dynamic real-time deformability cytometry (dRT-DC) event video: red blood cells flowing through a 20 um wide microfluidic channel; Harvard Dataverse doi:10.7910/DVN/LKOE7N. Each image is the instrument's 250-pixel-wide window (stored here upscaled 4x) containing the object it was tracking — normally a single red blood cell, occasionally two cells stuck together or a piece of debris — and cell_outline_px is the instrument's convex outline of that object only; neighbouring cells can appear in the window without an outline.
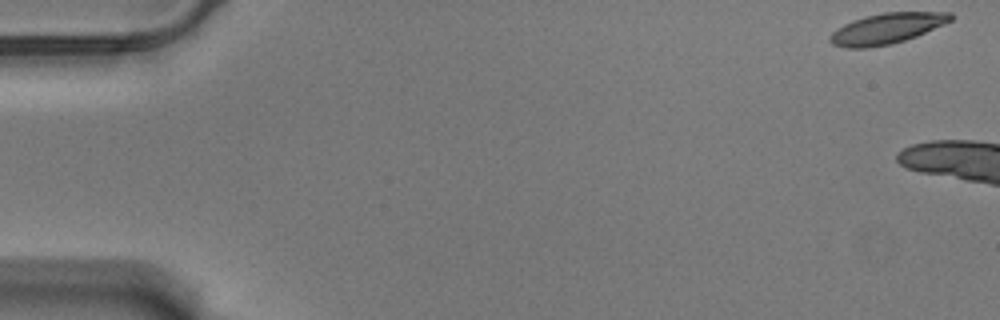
{"species": "Egyptian fruit bat (a non-hibernating species)", "species_latin": "Rousettus aegyptiacus", "temperature_condition": "warm", "stored_images_in_passage": 7, "camera_frame_rate_fps": 3000, "um_per_image_px": 0.085, "animal": {"sex": "male"}, "frame": {"image": 1, "passage_image": 1, "time_ms": 0.0, "image_size_px": [1000, 320], "cell_outline_px": [[952, 20], [916, 36], [892, 44], [864, 48], [848, 48], [832, 44], [828, 40], [832, 32], [836, 28], [852, 20], [864, 16], [884, 12], [952, 12]], "centroid_in_image_um": [75.33, 2.42], "position_along_channel_um": 9.7, "area_um2": 21.44}}